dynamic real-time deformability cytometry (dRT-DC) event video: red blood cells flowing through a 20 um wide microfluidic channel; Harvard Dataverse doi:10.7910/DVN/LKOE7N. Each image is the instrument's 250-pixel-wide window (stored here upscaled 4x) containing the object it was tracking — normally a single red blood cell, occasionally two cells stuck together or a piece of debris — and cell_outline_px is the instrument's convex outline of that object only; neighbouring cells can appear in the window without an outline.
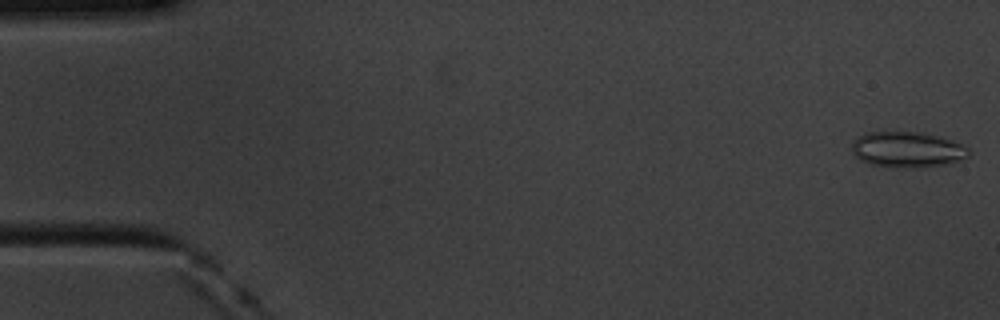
{"species": "common noctule bat (a hibernating species)", "species_latin": "Nyctalus noctula", "temperature_condition": "cold", "stored_images_in_passage": 4, "camera_frame_rate_fps": 3000, "um_per_image_px": 0.085, "animal": {"sex": "male", "body_mass_g": 20.1, "forearm_length_mm": 53.5}, "frame": {"image": 1, "passage_image": 1, "time_ms": 0.0, "image_size_px": [1000, 320], "cell_outline_px": [[972, 152], [968, 156], [944, 164], [916, 168], [872, 164], [860, 160], [852, 152], [852, 140], [864, 132], [920, 132], [940, 136], [952, 140], [968, 148]], "centroid_in_image_um": [77.1, 12.69], "position_along_channel_um": 7.9, "area_um2": 24.1}}